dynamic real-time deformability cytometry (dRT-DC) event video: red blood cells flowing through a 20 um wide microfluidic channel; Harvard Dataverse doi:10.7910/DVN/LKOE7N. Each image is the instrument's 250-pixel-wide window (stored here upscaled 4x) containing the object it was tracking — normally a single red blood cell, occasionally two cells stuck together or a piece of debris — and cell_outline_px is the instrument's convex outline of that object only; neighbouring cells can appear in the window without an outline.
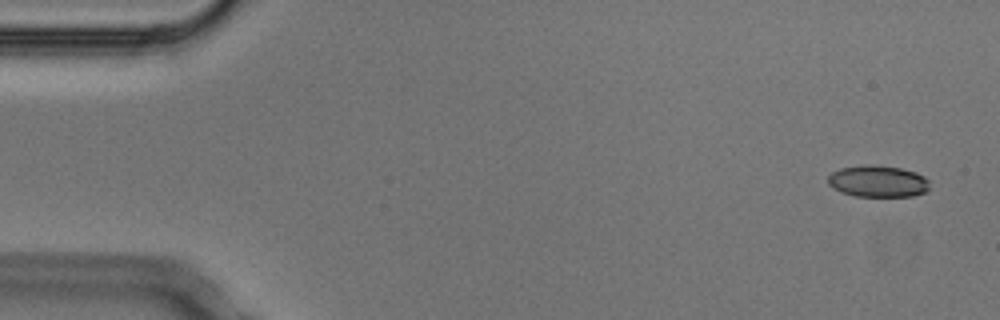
{"species": "Egyptian fruit bat (a non-hibernating species)", "species_latin": "Rousettus aegyptiacus", "temperature_condition": "cold", "stored_images_in_passage": 6, "camera_frame_rate_fps": 3000, "um_per_image_px": 0.085, "animal": {"sex": "male"}, "frame": {"image": 1, "passage_image": 1, "time_ms": 0.0, "image_size_px": [1000, 320], "cell_outline_px": [[928, 188], [924, 192], [912, 196], [856, 196], [840, 192], [832, 188], [828, 184], [828, 176], [832, 172], [840, 168], [864, 164], [872, 164], [900, 168], [916, 172], [924, 176], [928, 180]], "centroid_in_image_um": [74.58, 15.4], "position_along_channel_um": 10.4, "area_um2": 18.84}}
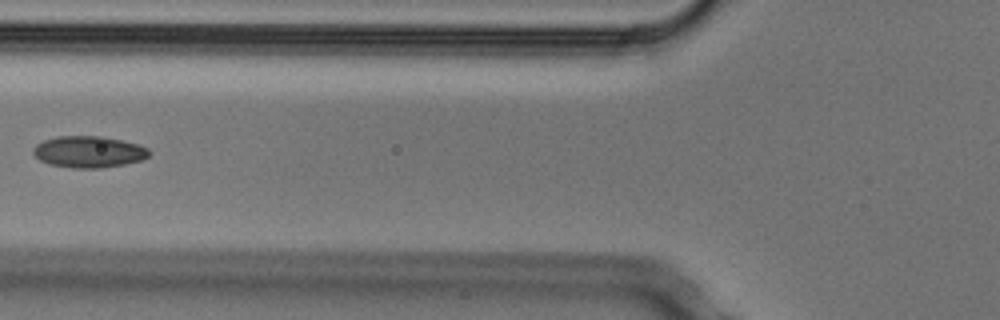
{"frame": {"image": 2, "passage_image": 6, "time_ms": 1.667, "image_size_px": [1000, 320], "cell_outline_px": [[152, 152], [148, 156], [140, 160], [124, 164], [100, 168], [72, 168], [48, 164], [40, 160], [32, 152], [32, 148], [36, 144], [44, 140], [56, 136], [104, 136], [136, 144], [148, 148]], "centroid_in_image_um": [7.51, 12.9], "position_along_channel_um": 118.3, "area_um2": 21.33}}